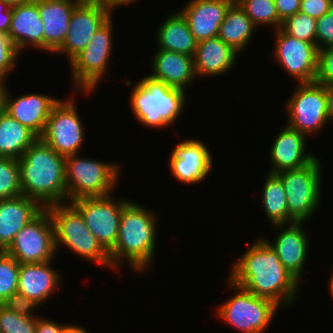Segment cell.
<instances>
[{"mask_svg":"<svg viewBox=\"0 0 333 333\" xmlns=\"http://www.w3.org/2000/svg\"><path fill=\"white\" fill-rule=\"evenodd\" d=\"M53 222L57 253L62 247L69 253L81 257L98 267L116 272L110 261L109 252L101 245L85 224L80 212L70 203H61L46 208Z\"/></svg>","mask_w":333,"mask_h":333,"instance_id":"cell-5","label":"cell"},{"mask_svg":"<svg viewBox=\"0 0 333 333\" xmlns=\"http://www.w3.org/2000/svg\"><path fill=\"white\" fill-rule=\"evenodd\" d=\"M272 58L285 74L296 83L315 82L317 75L318 49L316 43L305 42L286 34L281 28L273 30Z\"/></svg>","mask_w":333,"mask_h":333,"instance_id":"cell-14","label":"cell"},{"mask_svg":"<svg viewBox=\"0 0 333 333\" xmlns=\"http://www.w3.org/2000/svg\"><path fill=\"white\" fill-rule=\"evenodd\" d=\"M316 21L317 19L299 11L283 21L281 29L294 38L316 43Z\"/></svg>","mask_w":333,"mask_h":333,"instance_id":"cell-33","label":"cell"},{"mask_svg":"<svg viewBox=\"0 0 333 333\" xmlns=\"http://www.w3.org/2000/svg\"><path fill=\"white\" fill-rule=\"evenodd\" d=\"M275 139L268 149V161L271 163L267 172L277 173L282 170L300 169L312 163L318 155L309 152L307 145L309 140L306 135L284 124L282 129L276 132ZM308 140V143H307Z\"/></svg>","mask_w":333,"mask_h":333,"instance_id":"cell-18","label":"cell"},{"mask_svg":"<svg viewBox=\"0 0 333 333\" xmlns=\"http://www.w3.org/2000/svg\"><path fill=\"white\" fill-rule=\"evenodd\" d=\"M104 160L79 154L65 157L68 202L84 197L108 196L116 192L123 164Z\"/></svg>","mask_w":333,"mask_h":333,"instance_id":"cell-6","label":"cell"},{"mask_svg":"<svg viewBox=\"0 0 333 333\" xmlns=\"http://www.w3.org/2000/svg\"><path fill=\"white\" fill-rule=\"evenodd\" d=\"M86 96L91 92H72V96L61 98L52 108L43 134L39 137L56 153L69 156L80 154L84 146L85 127L79 115L75 94Z\"/></svg>","mask_w":333,"mask_h":333,"instance_id":"cell-11","label":"cell"},{"mask_svg":"<svg viewBox=\"0 0 333 333\" xmlns=\"http://www.w3.org/2000/svg\"><path fill=\"white\" fill-rule=\"evenodd\" d=\"M39 137L7 112L0 115V157L20 159Z\"/></svg>","mask_w":333,"mask_h":333,"instance_id":"cell-30","label":"cell"},{"mask_svg":"<svg viewBox=\"0 0 333 333\" xmlns=\"http://www.w3.org/2000/svg\"><path fill=\"white\" fill-rule=\"evenodd\" d=\"M112 193L102 197H84L70 203L80 212L85 224L110 252L116 245L122 209L131 201Z\"/></svg>","mask_w":333,"mask_h":333,"instance_id":"cell-12","label":"cell"},{"mask_svg":"<svg viewBox=\"0 0 333 333\" xmlns=\"http://www.w3.org/2000/svg\"><path fill=\"white\" fill-rule=\"evenodd\" d=\"M306 223L293 222L274 225L271 227L276 229L277 233L273 239L269 240L268 237L267 239L262 237L277 253L283 266L302 283V279L305 278L304 275L309 274L308 270H304L307 268L308 253L311 251L309 247L311 237H309L308 232H305L307 230L304 228Z\"/></svg>","mask_w":333,"mask_h":333,"instance_id":"cell-16","label":"cell"},{"mask_svg":"<svg viewBox=\"0 0 333 333\" xmlns=\"http://www.w3.org/2000/svg\"><path fill=\"white\" fill-rule=\"evenodd\" d=\"M129 93V108L137 122L146 128L163 129L174 125L185 113L187 92L154 80L140 77Z\"/></svg>","mask_w":333,"mask_h":333,"instance_id":"cell-4","label":"cell"},{"mask_svg":"<svg viewBox=\"0 0 333 333\" xmlns=\"http://www.w3.org/2000/svg\"><path fill=\"white\" fill-rule=\"evenodd\" d=\"M77 4H99L100 0H71Z\"/></svg>","mask_w":333,"mask_h":333,"instance_id":"cell-49","label":"cell"},{"mask_svg":"<svg viewBox=\"0 0 333 333\" xmlns=\"http://www.w3.org/2000/svg\"><path fill=\"white\" fill-rule=\"evenodd\" d=\"M4 252L19 264L42 263L56 259L54 227L49 211L44 208L19 230Z\"/></svg>","mask_w":333,"mask_h":333,"instance_id":"cell-13","label":"cell"},{"mask_svg":"<svg viewBox=\"0 0 333 333\" xmlns=\"http://www.w3.org/2000/svg\"><path fill=\"white\" fill-rule=\"evenodd\" d=\"M235 0H189L179 8L199 42L218 37L225 14Z\"/></svg>","mask_w":333,"mask_h":333,"instance_id":"cell-21","label":"cell"},{"mask_svg":"<svg viewBox=\"0 0 333 333\" xmlns=\"http://www.w3.org/2000/svg\"><path fill=\"white\" fill-rule=\"evenodd\" d=\"M1 305L7 310L24 317H39L41 315H38V311L41 306L33 299H30L19 292L13 293L3 303H1Z\"/></svg>","mask_w":333,"mask_h":333,"instance_id":"cell-37","label":"cell"},{"mask_svg":"<svg viewBox=\"0 0 333 333\" xmlns=\"http://www.w3.org/2000/svg\"><path fill=\"white\" fill-rule=\"evenodd\" d=\"M44 26L38 10V0L12 6L8 36L21 54L28 48L44 51Z\"/></svg>","mask_w":333,"mask_h":333,"instance_id":"cell-22","label":"cell"},{"mask_svg":"<svg viewBox=\"0 0 333 333\" xmlns=\"http://www.w3.org/2000/svg\"><path fill=\"white\" fill-rule=\"evenodd\" d=\"M44 208L27 196L0 200V251H5L14 237Z\"/></svg>","mask_w":333,"mask_h":333,"instance_id":"cell-25","label":"cell"},{"mask_svg":"<svg viewBox=\"0 0 333 333\" xmlns=\"http://www.w3.org/2000/svg\"><path fill=\"white\" fill-rule=\"evenodd\" d=\"M115 25L113 15L95 32L85 49L69 62L73 92H92L98 89L108 72L113 52ZM100 83V84H99Z\"/></svg>","mask_w":333,"mask_h":333,"instance_id":"cell-8","label":"cell"},{"mask_svg":"<svg viewBox=\"0 0 333 333\" xmlns=\"http://www.w3.org/2000/svg\"><path fill=\"white\" fill-rule=\"evenodd\" d=\"M315 82L325 86L333 84V47L318 50Z\"/></svg>","mask_w":333,"mask_h":333,"instance_id":"cell-38","label":"cell"},{"mask_svg":"<svg viewBox=\"0 0 333 333\" xmlns=\"http://www.w3.org/2000/svg\"><path fill=\"white\" fill-rule=\"evenodd\" d=\"M78 4L71 0H38L44 30V52L54 54L63 44L70 17Z\"/></svg>","mask_w":333,"mask_h":333,"instance_id":"cell-26","label":"cell"},{"mask_svg":"<svg viewBox=\"0 0 333 333\" xmlns=\"http://www.w3.org/2000/svg\"><path fill=\"white\" fill-rule=\"evenodd\" d=\"M84 326H79L78 324H73V323H64V325L61 328L60 333H91L89 330H86Z\"/></svg>","mask_w":333,"mask_h":333,"instance_id":"cell-45","label":"cell"},{"mask_svg":"<svg viewBox=\"0 0 333 333\" xmlns=\"http://www.w3.org/2000/svg\"><path fill=\"white\" fill-rule=\"evenodd\" d=\"M5 78L0 74V83L4 80Z\"/></svg>","mask_w":333,"mask_h":333,"instance_id":"cell-51","label":"cell"},{"mask_svg":"<svg viewBox=\"0 0 333 333\" xmlns=\"http://www.w3.org/2000/svg\"><path fill=\"white\" fill-rule=\"evenodd\" d=\"M22 195L43 208L68 203L65 156L38 138L18 159Z\"/></svg>","mask_w":333,"mask_h":333,"instance_id":"cell-3","label":"cell"},{"mask_svg":"<svg viewBox=\"0 0 333 333\" xmlns=\"http://www.w3.org/2000/svg\"><path fill=\"white\" fill-rule=\"evenodd\" d=\"M280 21L283 22L300 11L301 0H274Z\"/></svg>","mask_w":333,"mask_h":333,"instance_id":"cell-41","label":"cell"},{"mask_svg":"<svg viewBox=\"0 0 333 333\" xmlns=\"http://www.w3.org/2000/svg\"><path fill=\"white\" fill-rule=\"evenodd\" d=\"M333 7V0H301L300 12L315 19L326 14Z\"/></svg>","mask_w":333,"mask_h":333,"instance_id":"cell-40","label":"cell"},{"mask_svg":"<svg viewBox=\"0 0 333 333\" xmlns=\"http://www.w3.org/2000/svg\"><path fill=\"white\" fill-rule=\"evenodd\" d=\"M20 264L4 251H0V304L18 290Z\"/></svg>","mask_w":333,"mask_h":333,"instance_id":"cell-34","label":"cell"},{"mask_svg":"<svg viewBox=\"0 0 333 333\" xmlns=\"http://www.w3.org/2000/svg\"><path fill=\"white\" fill-rule=\"evenodd\" d=\"M263 188L261 189L262 210L269 225L290 224L296 222L288 213L285 189L276 173L266 171Z\"/></svg>","mask_w":333,"mask_h":333,"instance_id":"cell-29","label":"cell"},{"mask_svg":"<svg viewBox=\"0 0 333 333\" xmlns=\"http://www.w3.org/2000/svg\"><path fill=\"white\" fill-rule=\"evenodd\" d=\"M53 264L54 260L20 264L17 292L33 299L41 307L46 304L63 282V275Z\"/></svg>","mask_w":333,"mask_h":333,"instance_id":"cell-20","label":"cell"},{"mask_svg":"<svg viewBox=\"0 0 333 333\" xmlns=\"http://www.w3.org/2000/svg\"><path fill=\"white\" fill-rule=\"evenodd\" d=\"M316 47H333V7L316 21Z\"/></svg>","mask_w":333,"mask_h":333,"instance_id":"cell-39","label":"cell"},{"mask_svg":"<svg viewBox=\"0 0 333 333\" xmlns=\"http://www.w3.org/2000/svg\"><path fill=\"white\" fill-rule=\"evenodd\" d=\"M37 317H24L0 304V333H35Z\"/></svg>","mask_w":333,"mask_h":333,"instance_id":"cell-35","label":"cell"},{"mask_svg":"<svg viewBox=\"0 0 333 333\" xmlns=\"http://www.w3.org/2000/svg\"><path fill=\"white\" fill-rule=\"evenodd\" d=\"M162 20L156 30L157 49L194 56L198 41L190 31L188 22L178 10Z\"/></svg>","mask_w":333,"mask_h":333,"instance_id":"cell-27","label":"cell"},{"mask_svg":"<svg viewBox=\"0 0 333 333\" xmlns=\"http://www.w3.org/2000/svg\"><path fill=\"white\" fill-rule=\"evenodd\" d=\"M321 163V159L317 157L303 168L276 173L285 189L288 213L296 222H309L321 207L323 201Z\"/></svg>","mask_w":333,"mask_h":333,"instance_id":"cell-9","label":"cell"},{"mask_svg":"<svg viewBox=\"0 0 333 333\" xmlns=\"http://www.w3.org/2000/svg\"><path fill=\"white\" fill-rule=\"evenodd\" d=\"M155 50L149 65L151 74H148V76L171 87L185 91L189 90L191 84L195 83L194 81L197 78L193 57L174 51Z\"/></svg>","mask_w":333,"mask_h":333,"instance_id":"cell-23","label":"cell"},{"mask_svg":"<svg viewBox=\"0 0 333 333\" xmlns=\"http://www.w3.org/2000/svg\"><path fill=\"white\" fill-rule=\"evenodd\" d=\"M159 214L131 200L121 212L116 245L109 252L112 268L121 272L126 266L132 273L146 274L155 263Z\"/></svg>","mask_w":333,"mask_h":333,"instance_id":"cell-2","label":"cell"},{"mask_svg":"<svg viewBox=\"0 0 333 333\" xmlns=\"http://www.w3.org/2000/svg\"><path fill=\"white\" fill-rule=\"evenodd\" d=\"M257 30L245 11L235 1L225 14L218 37L241 55L250 46L248 44H251L250 41Z\"/></svg>","mask_w":333,"mask_h":333,"instance_id":"cell-28","label":"cell"},{"mask_svg":"<svg viewBox=\"0 0 333 333\" xmlns=\"http://www.w3.org/2000/svg\"><path fill=\"white\" fill-rule=\"evenodd\" d=\"M331 275H330V277H329V288H328V290H329V293L331 294V297L333 298V267L331 268V273H330Z\"/></svg>","mask_w":333,"mask_h":333,"instance_id":"cell-50","label":"cell"},{"mask_svg":"<svg viewBox=\"0 0 333 333\" xmlns=\"http://www.w3.org/2000/svg\"><path fill=\"white\" fill-rule=\"evenodd\" d=\"M112 15L100 4H78L70 17L66 38L55 55L63 54L68 64L85 49L97 29Z\"/></svg>","mask_w":333,"mask_h":333,"instance_id":"cell-17","label":"cell"},{"mask_svg":"<svg viewBox=\"0 0 333 333\" xmlns=\"http://www.w3.org/2000/svg\"><path fill=\"white\" fill-rule=\"evenodd\" d=\"M231 297L218 305L215 316L239 333H266L277 311L282 309L274 301L256 296L228 279Z\"/></svg>","mask_w":333,"mask_h":333,"instance_id":"cell-7","label":"cell"},{"mask_svg":"<svg viewBox=\"0 0 333 333\" xmlns=\"http://www.w3.org/2000/svg\"><path fill=\"white\" fill-rule=\"evenodd\" d=\"M327 104H328V120L333 123V84L326 86Z\"/></svg>","mask_w":333,"mask_h":333,"instance_id":"cell-46","label":"cell"},{"mask_svg":"<svg viewBox=\"0 0 333 333\" xmlns=\"http://www.w3.org/2000/svg\"><path fill=\"white\" fill-rule=\"evenodd\" d=\"M240 54L219 37L199 41L193 56L197 78L203 80L227 75L235 68Z\"/></svg>","mask_w":333,"mask_h":333,"instance_id":"cell-24","label":"cell"},{"mask_svg":"<svg viewBox=\"0 0 333 333\" xmlns=\"http://www.w3.org/2000/svg\"><path fill=\"white\" fill-rule=\"evenodd\" d=\"M7 82L8 81L4 79L0 83V115L5 111V98L9 88V86H7Z\"/></svg>","mask_w":333,"mask_h":333,"instance_id":"cell-47","label":"cell"},{"mask_svg":"<svg viewBox=\"0 0 333 333\" xmlns=\"http://www.w3.org/2000/svg\"><path fill=\"white\" fill-rule=\"evenodd\" d=\"M138 2L139 0H100L99 4L114 14V10L121 6L126 7L128 5L130 7V4L133 6L134 3L137 4Z\"/></svg>","mask_w":333,"mask_h":333,"instance_id":"cell-44","label":"cell"},{"mask_svg":"<svg viewBox=\"0 0 333 333\" xmlns=\"http://www.w3.org/2000/svg\"><path fill=\"white\" fill-rule=\"evenodd\" d=\"M245 11L253 24L258 27L268 26L271 31L281 28L282 22L276 10L274 0H235Z\"/></svg>","mask_w":333,"mask_h":333,"instance_id":"cell-31","label":"cell"},{"mask_svg":"<svg viewBox=\"0 0 333 333\" xmlns=\"http://www.w3.org/2000/svg\"><path fill=\"white\" fill-rule=\"evenodd\" d=\"M6 3H8L10 6H15L23 3H28L33 0H4Z\"/></svg>","mask_w":333,"mask_h":333,"instance_id":"cell-48","label":"cell"},{"mask_svg":"<svg viewBox=\"0 0 333 333\" xmlns=\"http://www.w3.org/2000/svg\"><path fill=\"white\" fill-rule=\"evenodd\" d=\"M12 20V6L0 0V34H7Z\"/></svg>","mask_w":333,"mask_h":333,"instance_id":"cell-43","label":"cell"},{"mask_svg":"<svg viewBox=\"0 0 333 333\" xmlns=\"http://www.w3.org/2000/svg\"><path fill=\"white\" fill-rule=\"evenodd\" d=\"M22 195L18 159L0 157V200Z\"/></svg>","mask_w":333,"mask_h":333,"instance_id":"cell-32","label":"cell"},{"mask_svg":"<svg viewBox=\"0 0 333 333\" xmlns=\"http://www.w3.org/2000/svg\"><path fill=\"white\" fill-rule=\"evenodd\" d=\"M174 145L169 155V170L178 182L187 185L204 183L214 170L211 149L200 139L186 138Z\"/></svg>","mask_w":333,"mask_h":333,"instance_id":"cell-15","label":"cell"},{"mask_svg":"<svg viewBox=\"0 0 333 333\" xmlns=\"http://www.w3.org/2000/svg\"><path fill=\"white\" fill-rule=\"evenodd\" d=\"M15 45L7 34H0V74L9 79L10 73L19 67V56Z\"/></svg>","mask_w":333,"mask_h":333,"instance_id":"cell-36","label":"cell"},{"mask_svg":"<svg viewBox=\"0 0 333 333\" xmlns=\"http://www.w3.org/2000/svg\"><path fill=\"white\" fill-rule=\"evenodd\" d=\"M59 100V97L40 92H29L15 97L8 88L5 112L40 137L45 130L53 106Z\"/></svg>","mask_w":333,"mask_h":333,"instance_id":"cell-19","label":"cell"},{"mask_svg":"<svg viewBox=\"0 0 333 333\" xmlns=\"http://www.w3.org/2000/svg\"><path fill=\"white\" fill-rule=\"evenodd\" d=\"M50 319L51 318H47L44 315L37 317L35 333H60L64 324Z\"/></svg>","mask_w":333,"mask_h":333,"instance_id":"cell-42","label":"cell"},{"mask_svg":"<svg viewBox=\"0 0 333 333\" xmlns=\"http://www.w3.org/2000/svg\"><path fill=\"white\" fill-rule=\"evenodd\" d=\"M252 242L228 268V279L281 308H293L301 292V282L283 266L277 253L260 235Z\"/></svg>","mask_w":333,"mask_h":333,"instance_id":"cell-1","label":"cell"},{"mask_svg":"<svg viewBox=\"0 0 333 333\" xmlns=\"http://www.w3.org/2000/svg\"><path fill=\"white\" fill-rule=\"evenodd\" d=\"M295 85L284 103L285 124L307 137H316L329 124L326 86L317 82Z\"/></svg>","mask_w":333,"mask_h":333,"instance_id":"cell-10","label":"cell"}]
</instances>
